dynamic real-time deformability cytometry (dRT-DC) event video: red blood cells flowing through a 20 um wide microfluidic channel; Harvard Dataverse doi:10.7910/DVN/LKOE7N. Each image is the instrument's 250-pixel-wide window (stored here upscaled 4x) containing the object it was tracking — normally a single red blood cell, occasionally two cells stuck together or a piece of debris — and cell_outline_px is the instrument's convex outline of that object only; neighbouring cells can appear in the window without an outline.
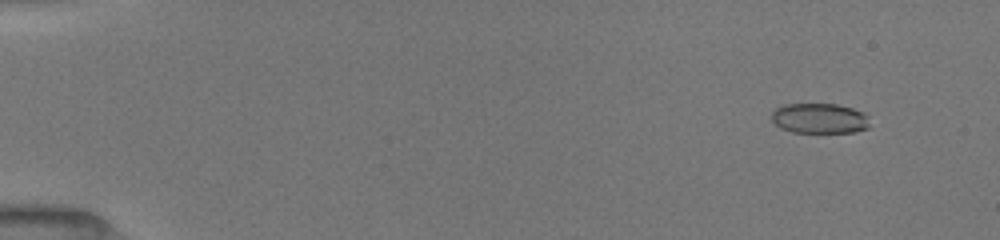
{"species": "common noctule bat (a hibernating species)", "species_latin": "Nyctalus noctula", "temperature_condition": "room temperature", "stored_images_in_passage": 31, "camera_frame_rate_fps": 3000, "um_per_image_px": 0.085, "animal": {"sex": "female", "body_mass_g": 19.5, "forearm_length_mm": 54.1}, "frame": {"image": 1, "passage_image": 6, "time_ms": 1.333, "image_size_px": [1000, 240], "cell_outline_px": [[868, 128], [856, 132], [792, 132], [780, 128], [772, 120], [772, 112], [776, 108], [784, 104], [836, 104], [852, 108], [864, 112], [868, 116]], "centroid_in_image_um": [69.66, 10.06], "position_along_channel_um": 15.3, "area_um2": 17.28}}
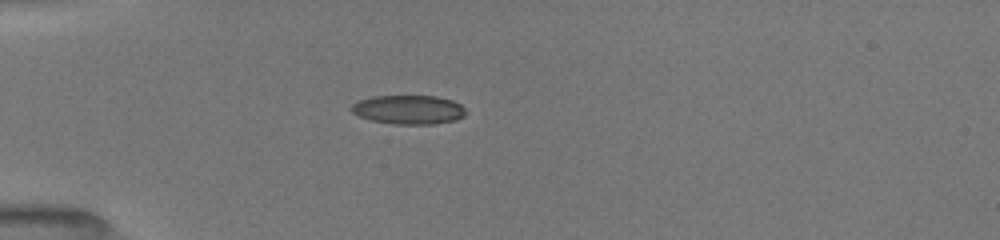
{"frame": {"image": 2, "passage_image": 22, "time_ms": 5.0, "image_size_px": [1000, 240], "cell_outline_px": [[464, 116], [456, 120], [432, 124], [396, 124], [372, 120], [360, 116], [352, 112], [352, 104], [356, 100], [372, 96], [436, 96], [452, 100], [460, 104], [464, 108]], "centroid_in_image_um": [34.72, 9.31], "position_along_channel_um": 50.3, "area_um2": 19.25}}
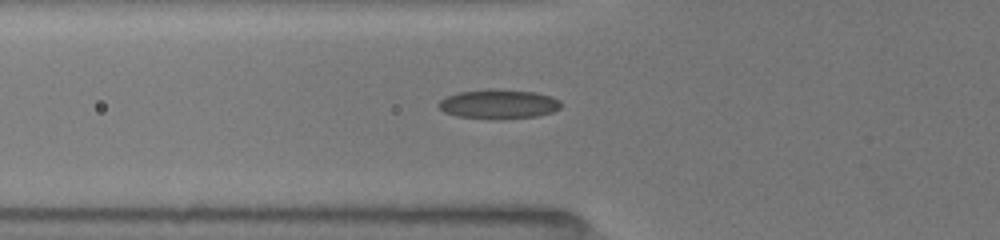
{"frame": {"image": 3, "passage_image": 28, "time_ms": 6.333, "image_size_px": [1000, 240], "cell_outline_px": [[560, 108], [552, 112], [536, 116], [500, 120], [492, 120], [456, 116], [444, 112], [436, 104], [440, 100], [456, 92], [488, 88], [492, 88], [536, 92], [552, 96], [560, 100]], "centroid_in_image_um": [42.36, 8.85], "position_along_channel_um": 83.4, "area_um2": 21.44}}